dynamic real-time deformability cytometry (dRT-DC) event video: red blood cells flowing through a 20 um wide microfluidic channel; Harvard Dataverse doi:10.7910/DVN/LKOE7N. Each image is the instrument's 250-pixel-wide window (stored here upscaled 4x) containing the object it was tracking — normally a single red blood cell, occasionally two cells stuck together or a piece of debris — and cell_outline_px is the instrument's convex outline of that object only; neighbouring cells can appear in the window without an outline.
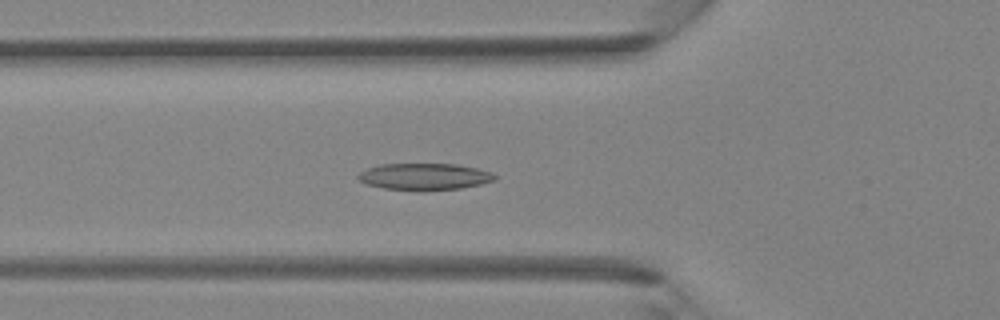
{"species": "Egyptian fruit bat (a non-hibernating species)", "species_latin": "Rousettus aegyptiacus", "temperature_condition": "room temperature", "stored_images_in_passage": 42, "camera_frame_rate_fps": 3000, "um_per_image_px": 0.085, "animal": {"sex": "female"}, "frame": {"image": 1, "passage_image": 15, "time_ms": 4.667, "image_size_px": [1000, 320], "cell_outline_px": [[496, 180], [480, 184], [460, 188], [384, 188], [364, 184], [356, 176], [360, 172], [368, 168], [380, 164], [456, 164], [476, 168], [492, 172], [496, 176]], "centroid_in_image_um": [36.07, 14.97], "position_along_channel_um": 89.7, "area_um2": 20.46}}
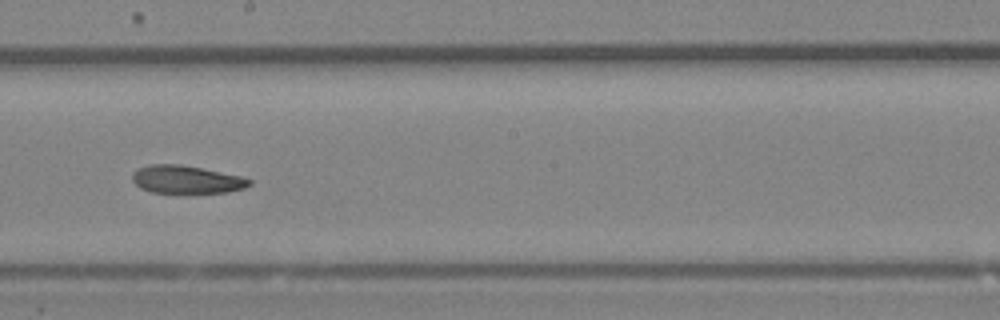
{"frame": {"image": 2, "passage_image": 24, "time_ms": 7.667, "image_size_px": [1000, 320], "cell_outline_px": [[252, 184], [244, 188], [228, 192], [152, 192], [140, 188], [132, 180], [132, 176], [140, 168], [148, 164], [180, 164], [240, 176], [252, 180]], "centroid_in_image_um": [15.85, 15.25], "position_along_channel_um": 232.3, "area_um2": 18.67}}
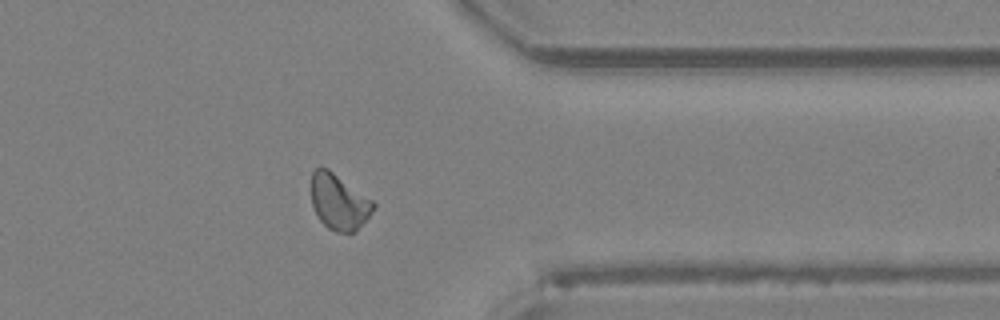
{"frame": {"image": 3, "passage_image": 34, "time_ms": 11.0, "image_size_px": [1000, 320], "cell_outline_px": [[376, 204], [372, 212], [356, 232], [336, 232], [328, 228], [316, 216], [312, 204], [312, 172], [320, 164], [328, 168], [372, 200]], "centroid_in_image_um": [28.79, 17.15], "position_along_channel_um": 382.6, "area_um2": 20.17}}